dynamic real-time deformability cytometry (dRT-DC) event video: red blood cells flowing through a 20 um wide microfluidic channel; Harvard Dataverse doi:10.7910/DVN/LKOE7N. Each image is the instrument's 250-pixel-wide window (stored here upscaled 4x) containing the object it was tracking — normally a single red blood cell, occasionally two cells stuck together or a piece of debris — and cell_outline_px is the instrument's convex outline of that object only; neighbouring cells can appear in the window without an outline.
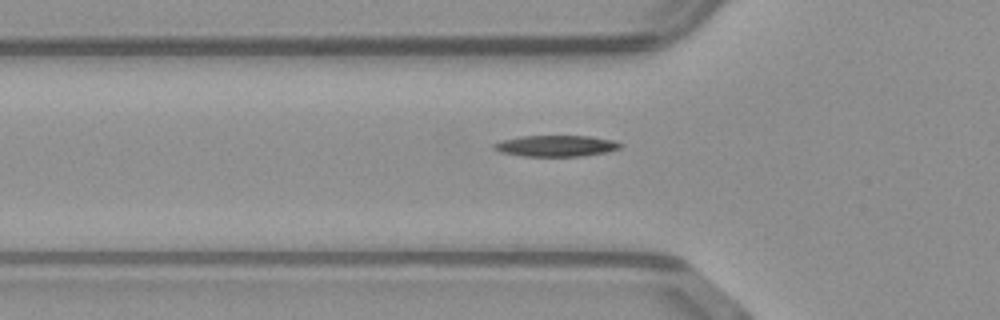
{"species": "common noctule bat (a hibernating species)", "species_latin": "Nyctalus noctula", "temperature_condition": "warm", "stored_images_in_passage": 3, "camera_frame_rate_fps": 3000, "um_per_image_px": 0.085, "animal": {"sex": "male", "body_mass_g": 23.1, "forearm_length_mm": 52.7}, "frame": {"image": 1, "passage_image": 2, "time_ms": 0.333, "image_size_px": [1000, 320], "cell_outline_px": [[624, 144], [620, 148], [604, 152], [580, 156], [524, 156], [500, 152], [492, 148], [492, 144], [504, 140], [520, 136], [588, 136], [612, 140]], "centroid_in_image_um": [47.23, 12.4], "position_along_channel_um": 78.6, "area_um2": 15.43}}